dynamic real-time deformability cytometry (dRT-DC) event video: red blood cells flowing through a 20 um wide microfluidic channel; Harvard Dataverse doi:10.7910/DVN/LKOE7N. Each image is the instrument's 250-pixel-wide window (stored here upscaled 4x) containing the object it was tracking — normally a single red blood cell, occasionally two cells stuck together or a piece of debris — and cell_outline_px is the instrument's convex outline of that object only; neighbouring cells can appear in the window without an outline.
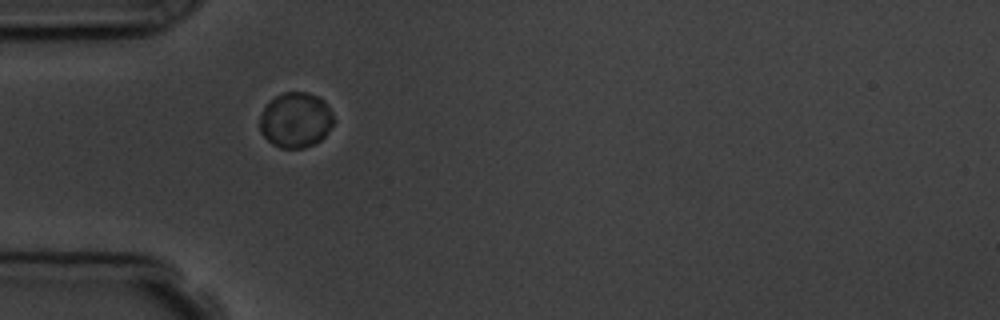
{"species": "common noctule bat (a hibernating species)", "species_latin": "Nyctalus noctula", "temperature_condition": "room temperature", "stored_images_in_passage": 2, "camera_frame_rate_fps": 3000, "um_per_image_px": 0.085, "animal": {"sex": "male", "body_mass_g": 19.5, "forearm_length_mm": 54.6}, "frame": {"image": 1, "passage_image": 1, "time_ms": 0.0, "image_size_px": [1000, 320], "cell_outline_px": [[332, 124], [328, 132], [320, 140], [304, 148], [280, 148], [272, 144], [260, 132], [260, 116], [268, 100], [284, 92], [308, 92], [324, 100], [332, 112]], "centroid_in_image_um": [25.11, 10.19], "position_along_channel_um": 59.9, "area_um2": 23.76}}